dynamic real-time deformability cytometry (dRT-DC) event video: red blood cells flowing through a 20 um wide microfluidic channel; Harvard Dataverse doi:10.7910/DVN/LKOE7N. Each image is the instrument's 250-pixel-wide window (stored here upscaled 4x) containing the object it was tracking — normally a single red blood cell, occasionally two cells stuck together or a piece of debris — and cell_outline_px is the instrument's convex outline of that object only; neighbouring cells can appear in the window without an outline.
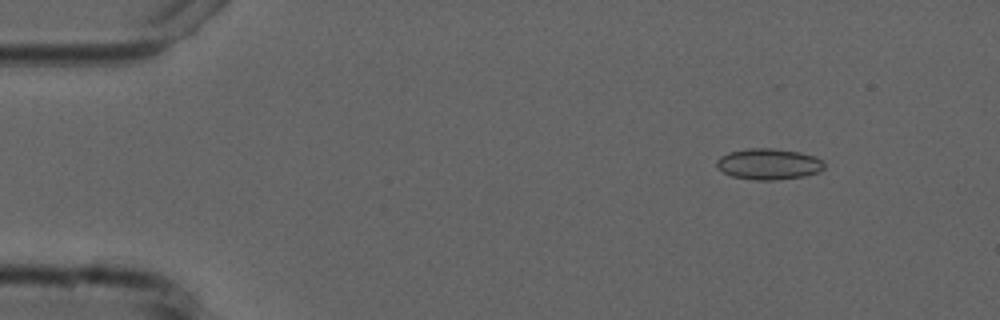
{"species": "common noctule bat (a hibernating species)", "species_latin": "Nyctalus noctula", "temperature_condition": "cold", "stored_images_in_passage": 4, "camera_frame_rate_fps": 3000, "um_per_image_px": 0.085, "animal": {"sex": "male", "forearm_length_mm": 52.5}, "frame": {"image": 1, "passage_image": 2, "time_ms": 1.0, "image_size_px": [1000, 320], "cell_outline_px": [[824, 168], [816, 172], [804, 176], [776, 180], [756, 180], [732, 176], [724, 172], [716, 164], [716, 160], [720, 156], [728, 152], [748, 148], [772, 148], [800, 152], [816, 156], [824, 164]], "centroid_in_image_um": [65.32, 13.93], "position_along_channel_um": 19.7, "area_um2": 19.36}}